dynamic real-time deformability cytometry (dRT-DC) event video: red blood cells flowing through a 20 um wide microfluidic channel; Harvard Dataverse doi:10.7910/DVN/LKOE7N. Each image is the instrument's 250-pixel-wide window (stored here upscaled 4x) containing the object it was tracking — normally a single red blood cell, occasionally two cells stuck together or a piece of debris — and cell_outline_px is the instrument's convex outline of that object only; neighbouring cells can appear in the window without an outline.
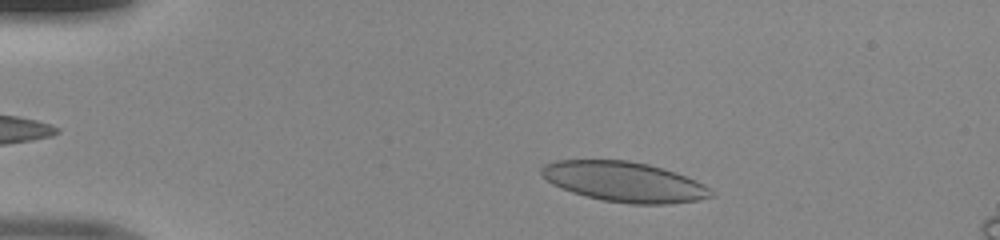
{"species": "human", "species_latin": "Homo sapiens", "temperature_condition": "room temperature", "stored_images_in_passage": 44, "camera_frame_rate_fps": 3000, "um_per_image_px": 0.085, "donor": {"sex": "male"}, "frame": {"image": 1, "passage_image": 5, "time_ms": 1.333, "image_size_px": [1000, 240], "cell_outline_px": [[716, 196], [696, 200], [668, 204], [632, 204], [604, 200], [584, 196], [572, 192], [552, 184], [540, 172], [540, 168], [544, 164], [556, 160], [628, 160], [648, 164], [664, 168], [676, 172], [696, 180], [704, 184]], "centroid_in_image_um": [53.07, 15.44], "position_along_channel_um": 31.9, "area_um2": 39.59}}
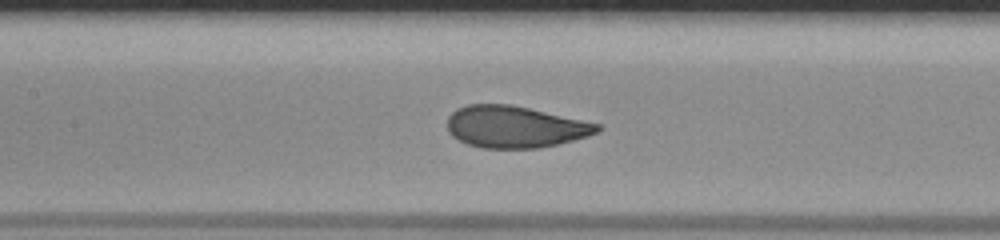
{"frame": {"image": 2, "passage_image": 19, "time_ms": 6.0, "image_size_px": [1000, 240], "cell_outline_px": [[600, 128], [596, 132], [588, 136], [540, 148], [480, 148], [468, 144], [452, 136], [448, 132], [448, 116], [456, 108], [468, 104], [512, 104], [600, 124]], "centroid_in_image_um": [43.73, 10.77], "position_along_channel_um": 163.7, "area_um2": 36.41}}
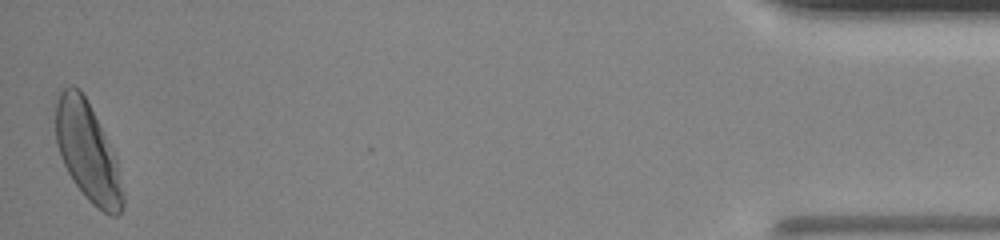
{"frame": {"image": 3, "passage_image": 44, "time_ms": 14.333, "image_size_px": [1000, 240], "cell_outline_px": [[124, 208], [116, 216], [112, 216], [104, 212], [92, 204], [84, 196], [68, 172], [60, 156], [56, 144], [56, 104], [60, 88], [72, 84], [80, 88], [112, 148], [116, 156], [124, 196]], "centroid_in_image_um": [7.45, 12.91], "position_along_channel_um": 427.8, "area_um2": 38.49}}